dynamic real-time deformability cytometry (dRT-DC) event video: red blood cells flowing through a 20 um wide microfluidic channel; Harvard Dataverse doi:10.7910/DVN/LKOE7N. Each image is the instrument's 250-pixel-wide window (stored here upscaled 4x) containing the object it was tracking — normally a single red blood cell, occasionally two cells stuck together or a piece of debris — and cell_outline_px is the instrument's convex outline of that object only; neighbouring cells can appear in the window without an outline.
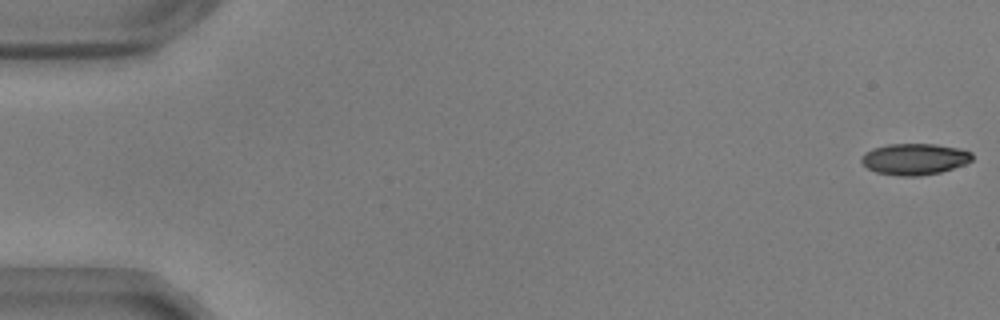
{"species": "common noctule bat (a hibernating species)", "species_latin": "Nyctalus noctula", "temperature_condition": "warm", "stored_images_in_passage": 55, "camera_frame_rate_fps": 3000, "um_per_image_px": 0.085, "animal": {"sex": "male", "body_mass_g": 17.9, "forearm_length_mm": 54.2}, "frame": {"image": 1, "passage_image": 1, "time_ms": 0.0, "image_size_px": [1000, 320], "cell_outline_px": [[972, 160], [964, 164], [940, 172], [920, 176], [900, 176], [876, 172], [868, 168], [860, 160], [860, 156], [864, 152], [872, 148], [888, 144], [936, 144], [960, 148], [972, 152]], "centroid_in_image_um": [77.72, 13.51], "position_along_channel_um": 7.3, "area_um2": 20.29}}
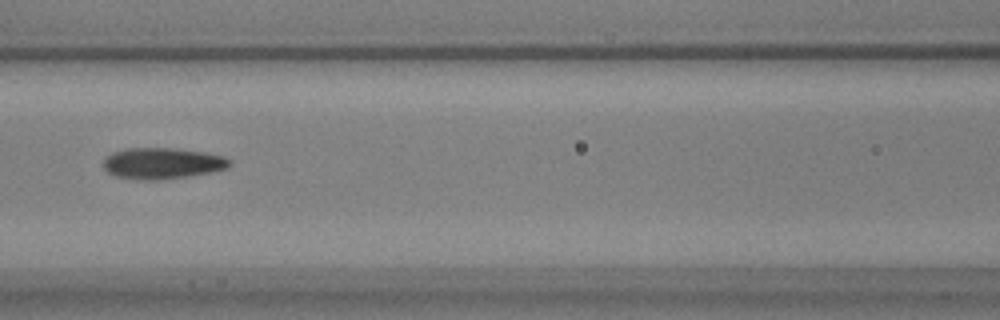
{"frame": {"image": 2, "passage_image": 25, "time_ms": 8.0, "image_size_px": [1000, 320], "cell_outline_px": [[232, 164], [228, 168], [212, 172], [188, 176], [156, 180], [140, 180], [116, 176], [108, 172], [104, 168], [104, 156], [112, 152], [128, 148], [176, 148], [204, 152], [224, 156], [232, 160]], "centroid_in_image_um": [13.82, 13.87], "position_along_channel_um": 152.8, "area_um2": 23.12}}
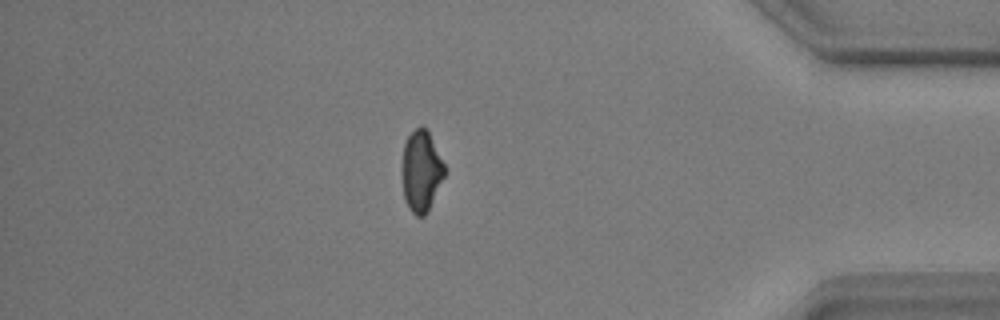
{"frame": {"image": 3, "passage_image": 48, "time_ms": 15.667, "image_size_px": [1000, 320], "cell_outline_px": [[444, 176], [428, 212], [424, 216], [416, 216], [412, 212], [404, 200], [404, 144], [408, 136], [420, 124], [424, 124], [428, 128], [444, 164]], "centroid_in_image_um": [35.84, 14.51], "position_along_channel_um": 399.4, "area_um2": 19.77}, "authors_computed_cell_mechanics": {"area_um2": 21.9062, "velocity_mm_per_s": 3.6644, "shape_relaxation_time_tau1_ms": 5.3139, "shape_relaxation_time_tau2_ms": 2.3251, "deformation_change_tau1": 0.1703, "deformation_change_tau2": 0.0932}}